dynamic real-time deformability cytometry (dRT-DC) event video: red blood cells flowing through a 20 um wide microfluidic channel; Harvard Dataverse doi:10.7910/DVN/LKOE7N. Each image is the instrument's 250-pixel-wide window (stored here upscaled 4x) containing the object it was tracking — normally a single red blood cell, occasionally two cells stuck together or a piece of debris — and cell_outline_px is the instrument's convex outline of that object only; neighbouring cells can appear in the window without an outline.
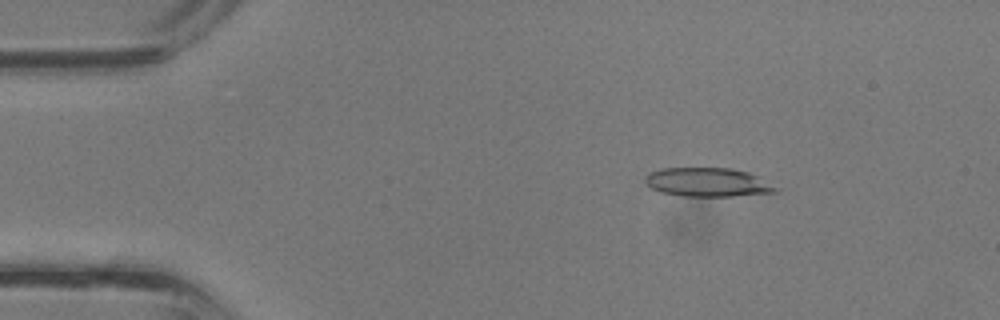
{"species": "common noctule bat (a hibernating species)", "species_latin": "Nyctalus noctula", "temperature_condition": "room temperature", "stored_images_in_passage": 38, "camera_frame_rate_fps": 3000, "um_per_image_px": 0.085, "animal": {"sex": "male", "body_mass_g": 13.3}, "frame": {"image": 1, "passage_image": 6, "time_ms": 1.667, "image_size_px": [1000, 320], "cell_outline_px": [[780, 188], [776, 192], [732, 196], [684, 196], [660, 192], [652, 188], [644, 180], [644, 176], [648, 172], [660, 168], [732, 168], [748, 172]], "centroid_in_image_um": [60.12, 15.48], "position_along_channel_um": 24.9, "area_um2": 21.96}}
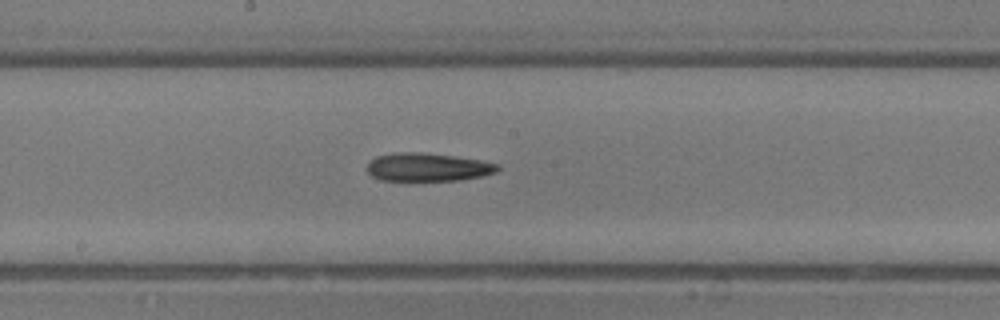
{"frame": {"image": 2, "passage_image": 20, "time_ms": 6.333, "image_size_px": [1000, 320], "cell_outline_px": [[500, 168], [496, 172], [480, 176], [460, 180], [408, 184], [380, 180], [372, 176], [368, 172], [368, 160], [376, 156], [392, 152], [420, 152], [452, 156], [480, 160], [500, 164]], "centroid_in_image_um": [36.28, 14.26], "position_along_channel_um": 211.9, "area_um2": 22.6}}
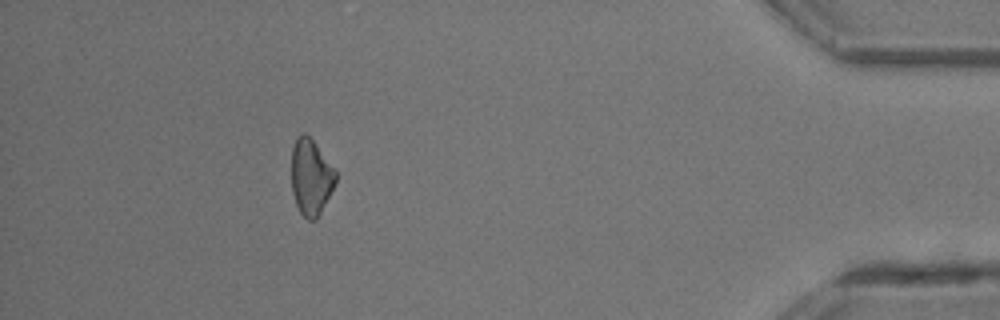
{"frame": {"image": 3, "passage_image": 34, "time_ms": 11.0, "image_size_px": [1000, 320], "cell_outline_px": [[336, 184], [316, 220], [308, 220], [300, 212], [296, 204], [292, 192], [292, 148], [296, 136], [300, 132], [304, 132], [316, 144], [336, 168]], "centroid_in_image_um": [26.44, 15.03], "position_along_channel_um": 408.8, "area_um2": 19.83}}